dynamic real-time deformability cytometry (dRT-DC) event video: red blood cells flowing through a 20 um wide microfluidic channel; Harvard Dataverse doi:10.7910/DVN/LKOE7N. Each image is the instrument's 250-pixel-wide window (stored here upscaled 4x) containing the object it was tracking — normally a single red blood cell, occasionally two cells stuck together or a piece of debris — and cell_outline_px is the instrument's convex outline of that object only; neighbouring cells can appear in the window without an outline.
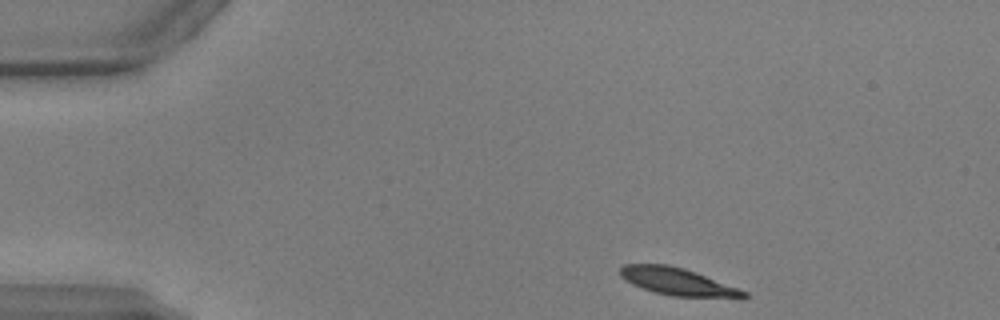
{"species": "common noctule bat (a hibernating species)", "species_latin": "Nyctalus noctula", "temperature_condition": "warm", "stored_images_in_passage": 44, "camera_frame_rate_fps": 3000, "um_per_image_px": 0.085, "animal": {"sex": "male", "body_mass_g": 17.9, "forearm_length_mm": 54.2}, "frame": {"image": 1, "passage_image": 1, "time_ms": 0.0, "image_size_px": [1000, 320], "cell_outline_px": [[748, 296], [744, 300], [740, 300], [672, 296], [656, 292], [632, 284], [624, 280], [620, 276], [620, 268], [624, 264], [668, 264], [684, 268], [696, 272], [748, 292]], "centroid_in_image_um": [57.7, 23.98], "position_along_channel_um": 27.3, "area_um2": 20.23}}
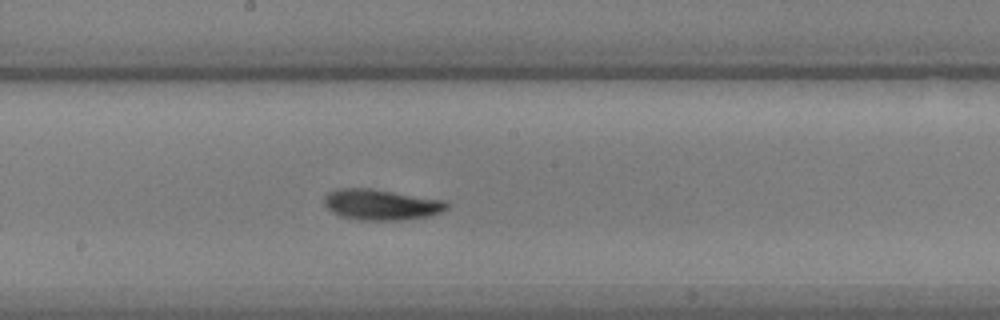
{"frame": {"image": 2, "passage_image": 21, "time_ms": 6.667, "image_size_px": [1000, 320], "cell_outline_px": [[448, 208], [440, 212], [428, 216], [400, 220], [360, 220], [340, 216], [332, 212], [324, 204], [324, 196], [328, 192], [336, 188], [372, 188], [444, 200], [448, 204]], "centroid_in_image_um": [32.36, 17.38], "position_along_channel_um": 215.8, "area_um2": 22.02}}
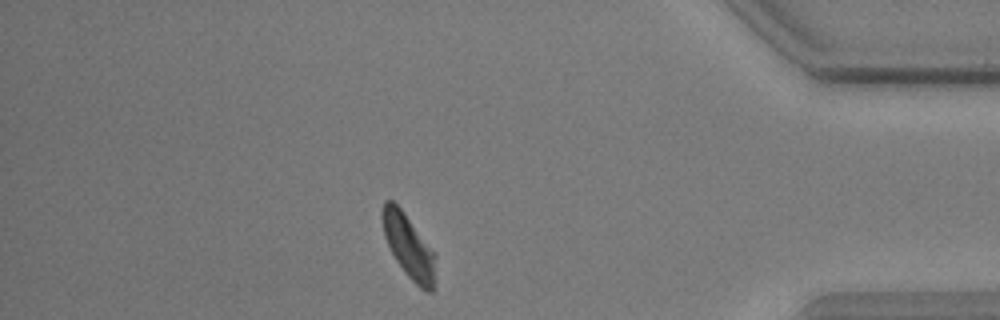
{"frame": {"image": 3, "passage_image": 38, "time_ms": 12.333, "image_size_px": [1000, 320], "cell_outline_px": [[436, 256], [432, 292], [428, 292], [420, 288], [404, 272], [396, 260], [384, 236], [380, 216], [380, 212], [384, 200], [392, 200], [400, 208]], "centroid_in_image_um": [34.68, 20.92], "position_along_channel_um": 400.5, "area_um2": 19.25}, "authors_computed_cell_mechanics": {"area_um2": 20.5768, "velocity_mm_per_s": 3.8668, "shape_relaxation_time_tau1_ms": 3.0474, "shape_relaxation_time_tau2_ms": 2.9021, "deformation_change_tau1": 0.1227, "deformation_change_tau2": 0.0855}}